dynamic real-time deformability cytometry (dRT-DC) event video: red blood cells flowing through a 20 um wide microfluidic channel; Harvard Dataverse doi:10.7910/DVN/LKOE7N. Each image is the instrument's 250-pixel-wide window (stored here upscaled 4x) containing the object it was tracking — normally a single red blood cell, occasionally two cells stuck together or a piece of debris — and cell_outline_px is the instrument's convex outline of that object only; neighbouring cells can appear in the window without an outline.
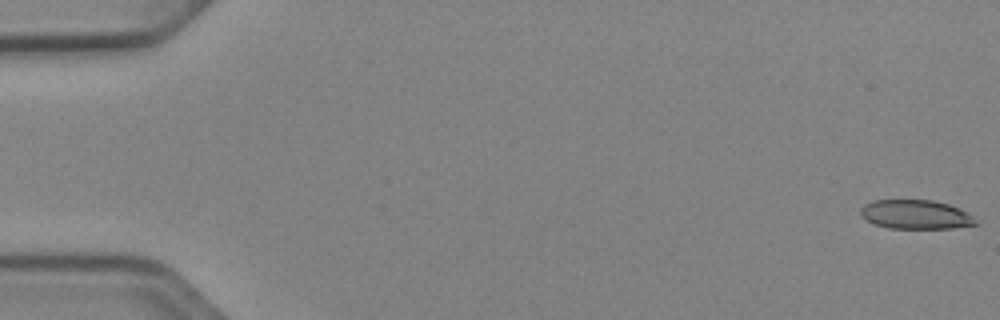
{"species": "Egyptian fruit bat (a non-hibernating species)", "species_latin": "Rousettus aegyptiacus", "temperature_condition": "cold", "stored_images_in_passage": 53, "camera_frame_rate_fps": 3000, "um_per_image_px": 0.085, "animal": {"sex": "female"}, "frame": {"image": 1, "passage_image": 1, "time_ms": 0.0, "image_size_px": [1000, 320], "cell_outline_px": [[980, 224], [952, 228], [888, 228], [876, 224], [860, 216], [860, 208], [864, 204], [872, 200], [932, 200], [948, 204], [972, 216]], "centroid_in_image_um": [77.8, 18.23], "position_along_channel_um": 7.2, "area_um2": 19.36}}
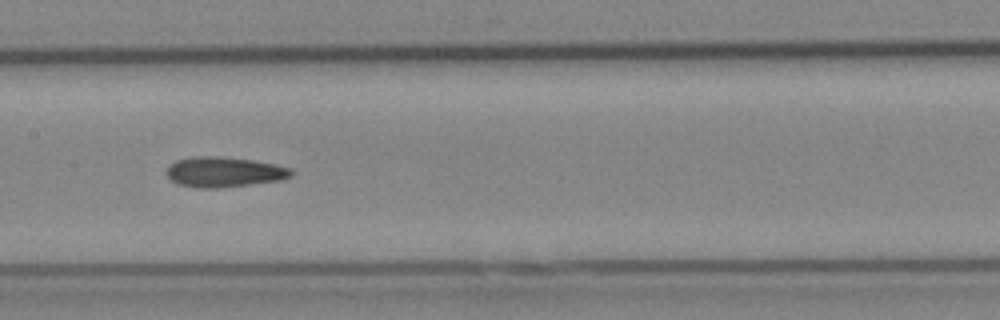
{"frame": {"image": 2, "passage_image": 27, "time_ms": 8.667, "image_size_px": [1000, 320], "cell_outline_px": [[292, 176], [280, 180], [220, 188], [196, 188], [176, 184], [164, 172], [168, 164], [176, 160], [192, 156], [216, 156], [252, 160], [292, 168]], "centroid_in_image_um": [18.97, 14.62], "position_along_channel_um": 188.4, "area_um2": 22.08}}
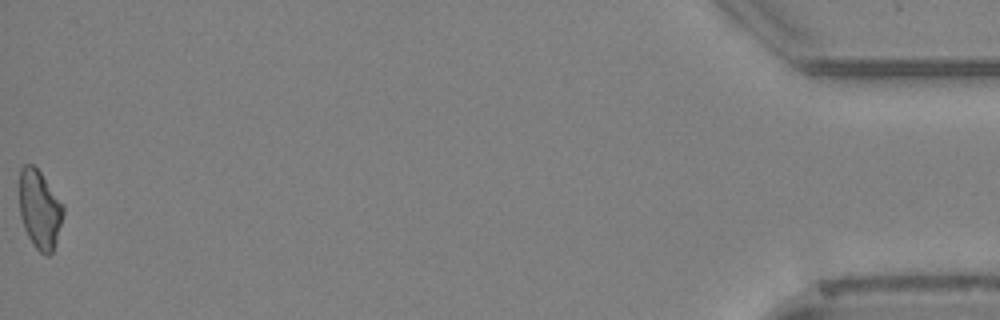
{"frame": {"image": 3, "passage_image": 53, "time_ms": 17.333, "image_size_px": [1000, 320], "cell_outline_px": [[64, 212], [56, 240], [52, 252], [48, 256], [40, 252], [36, 248], [28, 236], [24, 228], [20, 216], [20, 168], [24, 164], [32, 164], [40, 172], [64, 204]], "centroid_in_image_um": [3.37, 17.79], "position_along_channel_um": 431.8, "area_um2": 19.94}, "authors_computed_cell_mechanics": {"area_um2": 20.9236, "velocity_mm_per_s": 3.9278, "shape_relaxation_time_tau1_ms": null, "shape_relaxation_time_tau2_ms": 8.9817, "deformation_change_tau1": null, "deformation_change_tau2": 0.1722}}